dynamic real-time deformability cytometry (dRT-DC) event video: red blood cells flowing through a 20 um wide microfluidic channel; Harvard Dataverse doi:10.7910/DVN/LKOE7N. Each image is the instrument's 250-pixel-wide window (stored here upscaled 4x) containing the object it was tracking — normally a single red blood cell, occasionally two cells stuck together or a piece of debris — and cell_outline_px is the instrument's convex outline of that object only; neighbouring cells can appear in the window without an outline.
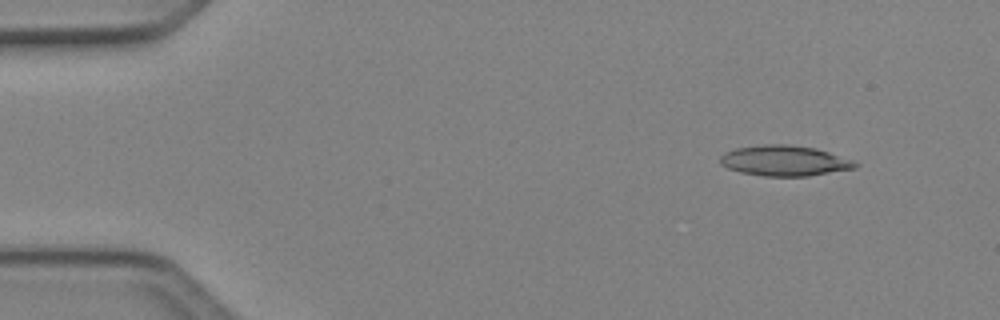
{"species": "Egyptian fruit bat (a non-hibernating species)", "species_latin": "Rousettus aegyptiacus", "temperature_condition": "cold", "stored_images_in_passage": 3, "camera_frame_rate_fps": 3000, "um_per_image_px": 0.085, "animal": {"sex": "female"}, "frame": {"image": 1, "passage_image": 1, "time_ms": 0.0, "image_size_px": [1000, 320], "cell_outline_px": [[860, 164], [856, 168], [808, 176], [764, 176], [740, 172], [728, 168], [720, 164], [720, 156], [724, 152], [736, 148], [764, 144], [788, 144], [816, 148], [852, 160]], "centroid_in_image_um": [66.67, 13.66], "position_along_channel_um": 18.3, "area_um2": 23.99}}